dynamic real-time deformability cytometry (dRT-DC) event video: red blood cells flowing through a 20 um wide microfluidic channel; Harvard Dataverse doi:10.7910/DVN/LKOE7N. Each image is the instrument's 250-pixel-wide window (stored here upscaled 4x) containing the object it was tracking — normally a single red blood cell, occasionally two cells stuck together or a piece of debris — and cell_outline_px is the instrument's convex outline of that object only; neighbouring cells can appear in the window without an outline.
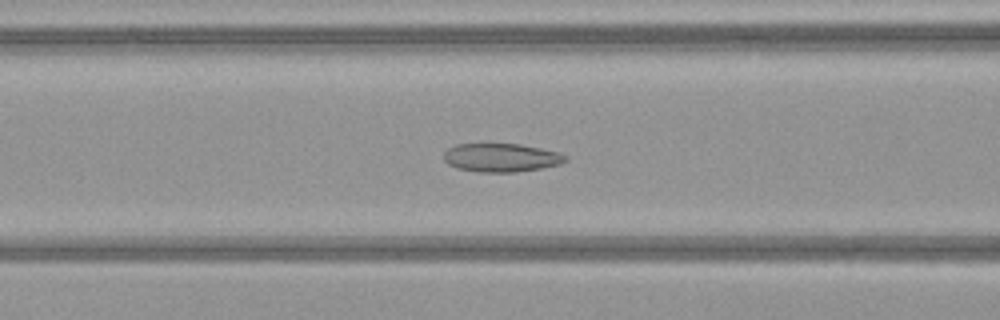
{"species": "common noctule bat (a hibernating species)", "species_latin": "Nyctalus noctula", "temperature_condition": "warm", "stored_images_in_passage": 52, "camera_frame_rate_fps": 3000, "um_per_image_px": 0.085, "animal": {"sex": "female", "body_mass_g": 21.9}, "frame": {"image": 1, "passage_image": 22, "time_ms": 7.0, "image_size_px": [1000, 320], "cell_outline_px": [[568, 160], [560, 164], [540, 168], [516, 172], [480, 172], [456, 168], [448, 164], [444, 160], [444, 152], [448, 148], [456, 144], [520, 144], [560, 152], [568, 156]], "centroid_in_image_um": [42.61, 13.4], "position_along_channel_um": 124.0, "area_um2": 20.29}}
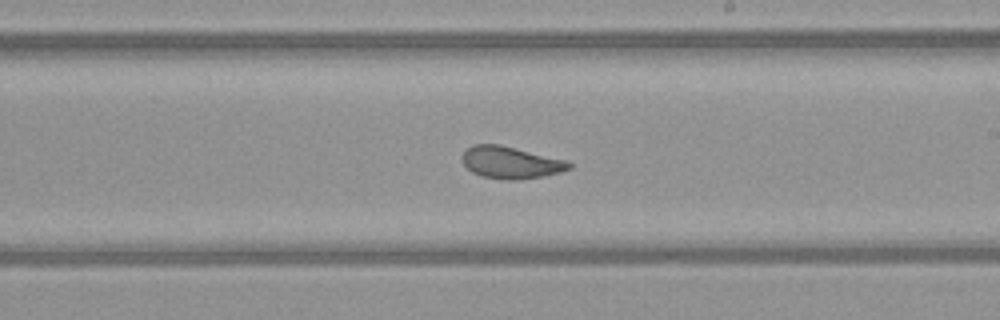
{"frame": {"image": 2, "passage_image": 31, "time_ms": 10.0, "image_size_px": [1000, 320], "cell_outline_px": [[572, 168], [560, 172], [544, 176], [516, 180], [508, 180], [484, 176], [472, 172], [464, 164], [464, 152], [472, 144], [500, 144], [568, 160], [572, 164]], "centroid_in_image_um": [43.47, 13.8], "position_along_channel_um": 245.5, "area_um2": 19.88}}
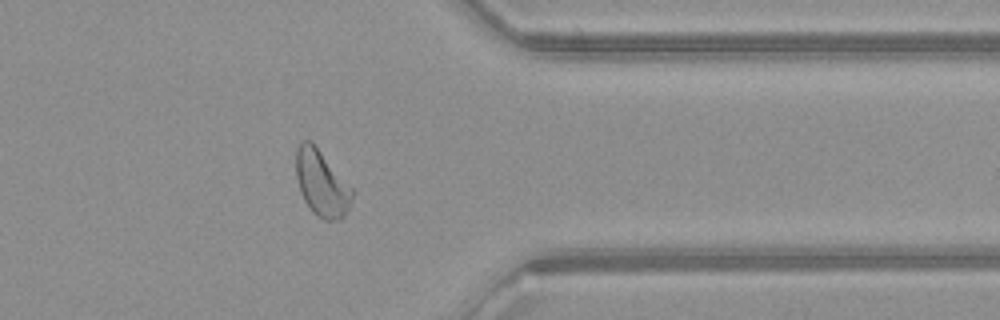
{"frame": {"image": 3, "passage_image": 42, "time_ms": 13.667, "image_size_px": [1000, 320], "cell_outline_px": [[352, 200], [344, 216], [340, 220], [324, 220], [316, 216], [312, 212], [304, 200], [300, 192], [296, 176], [296, 148], [304, 140], [312, 140], [352, 188]], "centroid_in_image_um": [27.32, 15.58], "position_along_channel_um": 384.1, "area_um2": 21.62}, "authors_computed_cell_mechanics": {"area_um2": 22.7732, "velocity_mm_per_s": 4.0503, "shape_relaxation_time_tau1_ms": null, "shape_relaxation_time_tau2_ms": 1.4308, "deformation_change_tau1": null, "deformation_change_tau2": 0.0779}}